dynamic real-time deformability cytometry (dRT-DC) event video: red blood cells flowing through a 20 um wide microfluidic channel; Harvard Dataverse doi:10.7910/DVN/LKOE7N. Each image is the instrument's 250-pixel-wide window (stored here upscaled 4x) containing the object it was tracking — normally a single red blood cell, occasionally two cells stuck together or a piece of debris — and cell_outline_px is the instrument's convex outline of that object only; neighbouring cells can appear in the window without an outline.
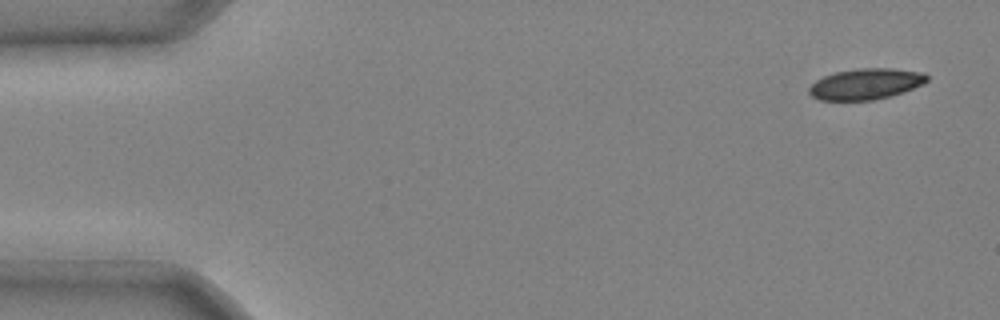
{"species": "common noctule bat (a hibernating species)", "species_latin": "Nyctalus noctula", "temperature_condition": "cold", "stored_images_in_passage": 2, "camera_frame_rate_fps": 3000, "um_per_image_px": 0.085, "animal": {"sex": "male", "body_mass_g": 20.4}, "frame": {"image": 1, "passage_image": 1, "time_ms": 0.0, "image_size_px": [1000, 320], "cell_outline_px": [[928, 80], [924, 84], [904, 92], [872, 100], [820, 100], [812, 96], [808, 92], [808, 88], [816, 80], [824, 76], [836, 72], [856, 68], [892, 68], [924, 72], [928, 76]], "centroid_in_image_um": [73.61, 7.13], "position_along_channel_um": 11.4, "area_um2": 21.33}}